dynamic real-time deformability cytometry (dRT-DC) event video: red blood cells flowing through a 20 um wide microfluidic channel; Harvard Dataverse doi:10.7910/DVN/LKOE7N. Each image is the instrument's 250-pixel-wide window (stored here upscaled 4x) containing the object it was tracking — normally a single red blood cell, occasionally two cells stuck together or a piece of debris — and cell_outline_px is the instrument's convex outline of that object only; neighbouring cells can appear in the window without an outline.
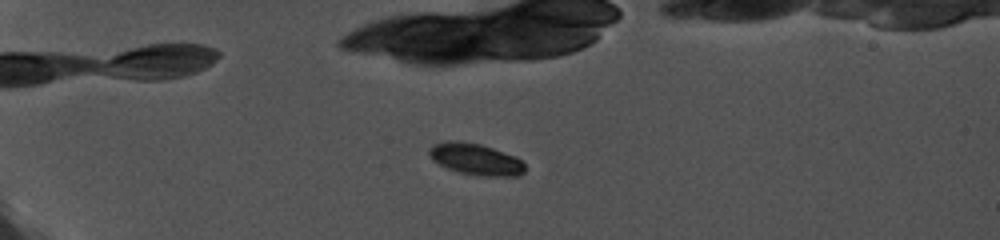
{"species": "common noctule bat (a hibernating species)", "species_latin": "Nyctalus noctula", "temperature_condition": "cold", "stored_images_in_passage": 10, "camera_frame_rate_fps": 5000, "um_per_image_px": 0.085, "animal": {"sex": "female", "body_mass_g": 19.0, "forearm_length_mm": 56.7}, "frame": {"image": 1, "passage_image": 2, "time_ms": 0.2, "image_size_px": [1000, 240], "cell_outline_px": [[524, 172], [520, 176], [476, 176], [456, 172], [432, 160], [428, 152], [436, 144], [480, 144], [516, 156], [524, 164]], "centroid_in_image_um": [40.53, 13.61], "position_along_channel_um": 44.5, "area_um2": 16.82}}